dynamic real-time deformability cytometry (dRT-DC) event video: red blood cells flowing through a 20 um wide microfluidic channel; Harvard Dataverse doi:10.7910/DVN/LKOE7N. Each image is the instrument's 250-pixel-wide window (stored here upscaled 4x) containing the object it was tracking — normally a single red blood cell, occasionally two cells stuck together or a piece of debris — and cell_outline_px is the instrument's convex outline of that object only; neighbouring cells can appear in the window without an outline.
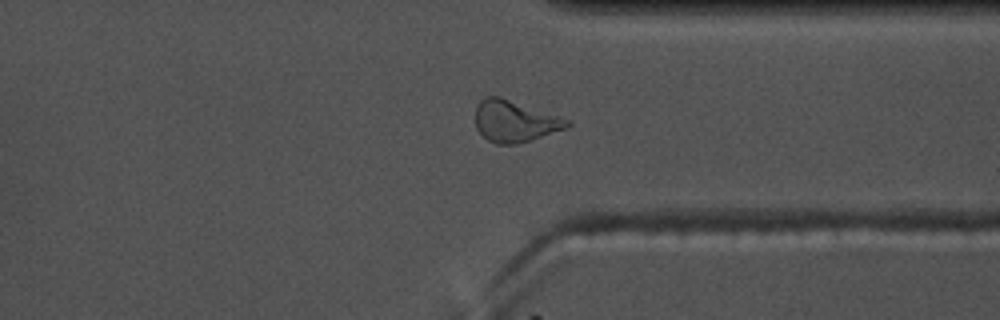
{"species": "common noctule bat (a hibernating species)", "species_latin": "Nyctalus noctula", "temperature_condition": "warm", "stored_images_in_passage": 56, "segment_of_instrument_passage": [1, 2], "camera_frame_rate_fps": 3000, "um_per_image_px": 0.085, "animal": {"sex": "male", "body_mass_g": 17.5, "forearm_length_mm": 52.3}, "frame": {"image": 1, "passage_image": 42, "time_ms": 13.667, "image_size_px": [1000, 320], "cell_outline_px": [[572, 124], [564, 128], [532, 140], [516, 144], [496, 144], [488, 140], [476, 128], [476, 104], [480, 100], [488, 96], [500, 96], [572, 120]], "centroid_in_image_um": [43.75, 10.29], "position_along_channel_um": 367.6, "area_um2": 22.2}}
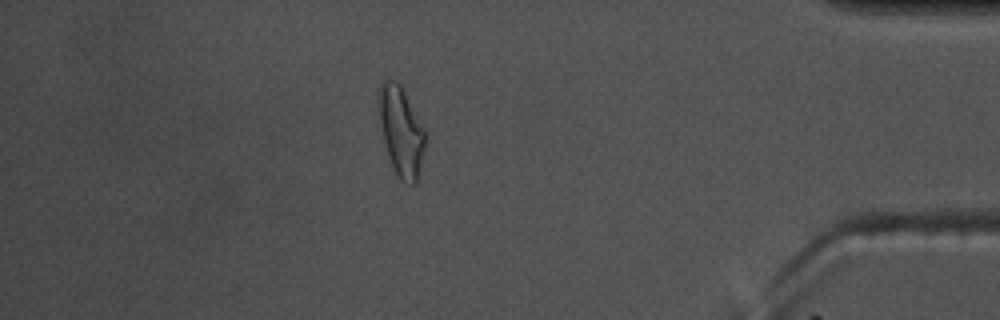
{"frame": {"image": 2, "passage_image": 48, "time_ms": 15.667, "image_size_px": [1000, 320], "cell_outline_px": [[424, 148], [416, 184], [412, 184], [400, 180], [396, 176], [388, 156], [384, 144], [380, 128], [376, 108], [376, 100], [380, 84], [384, 80], [392, 80], [400, 84], [424, 128]], "centroid_in_image_um": [34.03, 11.13], "position_along_channel_um": 401.2, "area_um2": 24.33}}